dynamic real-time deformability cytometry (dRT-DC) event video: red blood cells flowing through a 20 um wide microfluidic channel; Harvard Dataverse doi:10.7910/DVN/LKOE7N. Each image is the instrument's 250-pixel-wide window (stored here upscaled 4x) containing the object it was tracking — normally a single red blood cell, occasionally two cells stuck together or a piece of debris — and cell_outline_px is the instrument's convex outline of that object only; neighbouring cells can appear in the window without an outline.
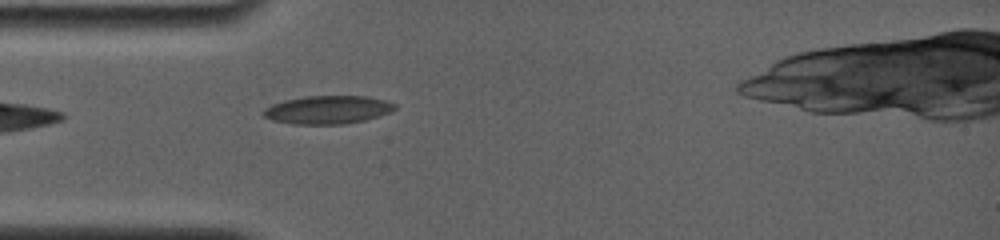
{"species": "common noctule bat (a hibernating species)", "species_latin": "Nyctalus noctula", "temperature_condition": "room temperature", "stored_images_in_passage": 2, "camera_frame_rate_fps": 4000, "um_per_image_px": 0.085, "animal": {"sex": "female", "body_mass_g": 19.0, "forearm_length_mm": 56.7}, "frame": {"image": 1, "passage_image": 2, "time_ms": 0.75, "image_size_px": [1000, 240], "cell_outline_px": [[396, 108], [388, 112], [364, 120], [344, 124], [292, 124], [272, 120], [264, 116], [260, 112], [264, 108], [272, 104], [284, 100], [304, 96], [368, 96], [384, 100], [396, 104]], "centroid_in_image_um": [27.8, 9.32], "position_along_channel_um": 57.2, "area_um2": 21.56}}